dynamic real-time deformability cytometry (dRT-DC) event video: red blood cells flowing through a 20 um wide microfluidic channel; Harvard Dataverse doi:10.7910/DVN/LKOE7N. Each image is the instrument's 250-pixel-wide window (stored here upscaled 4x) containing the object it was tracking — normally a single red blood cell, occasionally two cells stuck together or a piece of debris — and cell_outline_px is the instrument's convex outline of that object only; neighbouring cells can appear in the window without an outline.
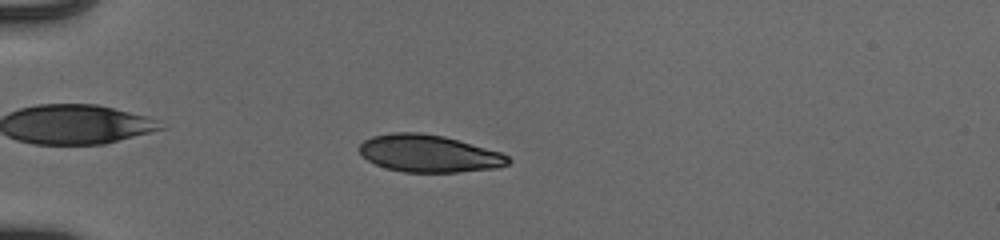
{"species": "human", "species_latin": "Homo sapiens", "temperature_condition": "cold", "stored_images_in_passage": 53, "camera_frame_rate_fps": 3000, "um_per_image_px": 0.085, "donor": {"sex": "male"}, "frame": {"image": 1, "passage_image": 16, "time_ms": 5.0, "image_size_px": [1000, 240], "cell_outline_px": [[512, 160], [508, 164], [496, 168], [456, 172], [404, 172], [384, 168], [368, 160], [356, 148], [364, 140], [372, 136], [392, 132], [420, 132], [444, 136], [500, 152], [508, 156]], "centroid_in_image_um": [36.43, 13.04], "position_along_channel_um": 48.6, "area_um2": 32.37}}
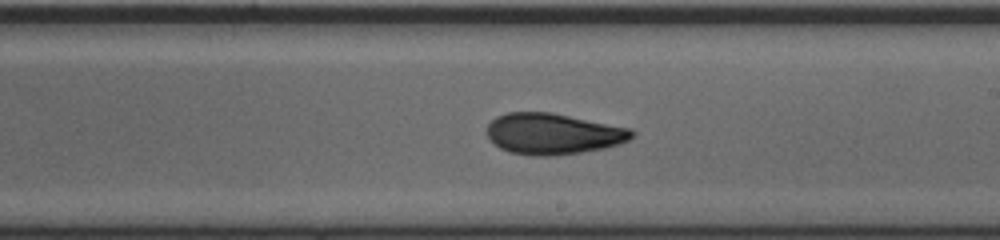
{"frame": {"image": 2, "passage_image": 33, "time_ms": 10.667, "image_size_px": [1000, 240], "cell_outline_px": [[636, 136], [620, 144], [604, 148], [580, 152], [548, 156], [532, 156], [508, 152], [500, 148], [488, 136], [488, 124], [496, 116], [508, 112], [552, 112], [632, 128], [636, 132]], "centroid_in_image_um": [47.06, 11.37], "position_along_channel_um": 241.9, "area_um2": 34.85}}
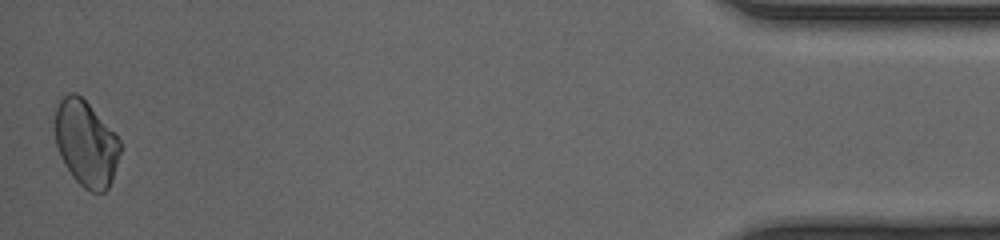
{"frame": {"image": 3, "passage_image": 53, "time_ms": 17.333, "image_size_px": [1000, 240], "cell_outline_px": [[120, 152], [112, 180], [108, 188], [104, 192], [92, 192], [84, 188], [72, 176], [64, 164], [60, 156], [56, 144], [56, 108], [60, 100], [68, 92], [76, 92], [116, 132], [120, 140]], "centroid_in_image_um": [7.32, 12.19], "position_along_channel_um": 427.9, "area_um2": 32.43}, "authors_computed_cell_mechanics": {"area_um2": 32.8304, "velocity_mm_per_s": 3.9524, "shape_relaxation_time_tau1_ms": 5.5465, "shape_relaxation_time_tau2_ms": 2.3468, "deformation_change_tau1": 0.1347, "deformation_change_tau2": 0.0489}}